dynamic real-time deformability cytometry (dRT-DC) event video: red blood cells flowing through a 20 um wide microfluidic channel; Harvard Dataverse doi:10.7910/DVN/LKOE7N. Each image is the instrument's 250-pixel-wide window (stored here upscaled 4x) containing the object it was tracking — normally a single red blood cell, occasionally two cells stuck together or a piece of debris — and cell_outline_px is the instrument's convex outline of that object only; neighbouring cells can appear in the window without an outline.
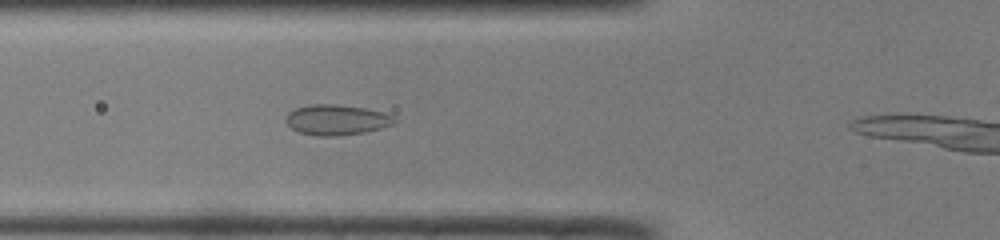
{"species": "common noctule bat (a hibernating species)", "species_latin": "Nyctalus noctula", "temperature_condition": "room temperature", "stored_images_in_passage": 22, "camera_frame_rate_fps": 3000, "um_per_image_px": 0.085, "animal": {"sex": "male", "body_mass_g": 19.0, "forearm_length_mm": 50.8}, "frame": {"image": 1, "passage_image": 3, "time_ms": 0.667, "image_size_px": [1000, 240], "cell_outline_px": [[396, 124], [364, 132], [336, 136], [316, 136], [300, 132], [292, 128], [284, 120], [288, 112], [296, 108], [312, 104], [336, 104], [364, 108], [396, 116]], "centroid_in_image_um": [28.61, 10.18], "position_along_channel_um": 97.2, "area_um2": 19.19}}
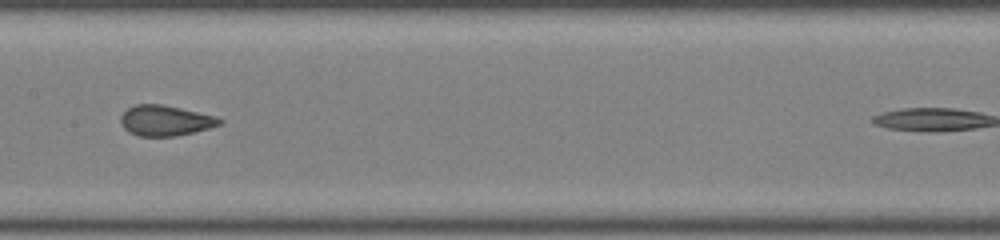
{"frame": {"image": 2, "passage_image": 10, "time_ms": 3.0, "image_size_px": [1000, 240], "cell_outline_px": [[224, 120], [220, 124], [208, 128], [176, 136], [140, 136], [128, 132], [124, 128], [120, 120], [120, 116], [128, 108], [136, 104], [160, 104], [180, 108], [216, 116]], "centroid_in_image_um": [14.03, 10.25], "position_along_channel_um": 193.4, "area_um2": 17.4}}
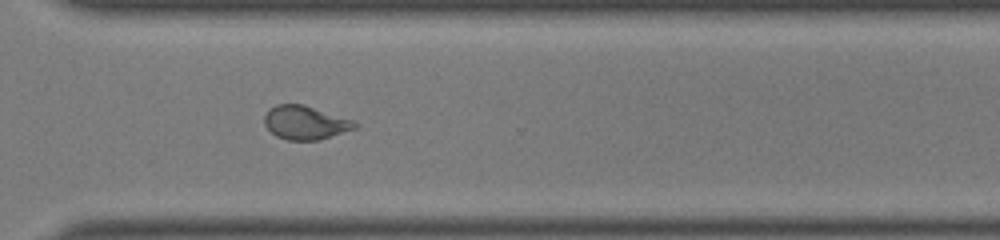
{"frame": {"image": 3, "passage_image": 21, "time_ms": 6.667, "image_size_px": [1000, 240], "cell_outline_px": [[356, 128], [320, 140], [288, 140], [276, 136], [264, 124], [264, 116], [276, 104], [304, 104], [356, 120]], "centroid_in_image_um": [25.98, 10.42], "position_along_channel_um": 344.6, "area_um2": 17.8}}